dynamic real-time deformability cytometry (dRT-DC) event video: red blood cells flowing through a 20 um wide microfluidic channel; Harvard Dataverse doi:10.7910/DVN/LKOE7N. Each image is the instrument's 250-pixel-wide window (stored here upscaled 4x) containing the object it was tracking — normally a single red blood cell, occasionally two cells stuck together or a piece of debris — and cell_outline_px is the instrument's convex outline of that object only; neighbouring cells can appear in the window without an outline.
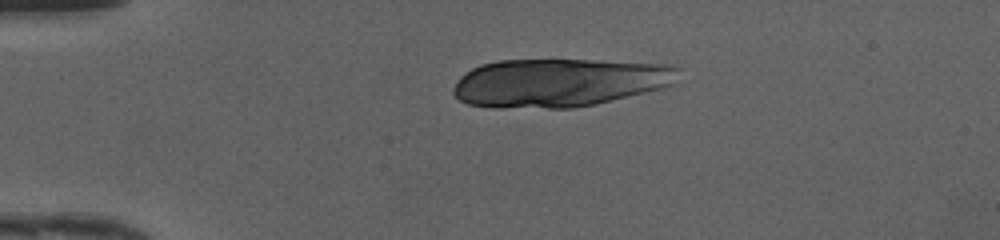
{"species": "human", "species_latin": "Homo sapiens", "temperature_condition": "cold", "stored_images_in_passage": 47, "camera_frame_rate_fps": 3000, "um_per_image_px": 0.085, "donor": {"sex": "female"}, "frame": {"image": 1, "passage_image": 10, "time_ms": 3.0, "image_size_px": [1000, 240], "cell_outline_px": [[680, 68], [676, 84], [596, 104], [572, 108], [496, 108], [468, 104], [460, 100], [452, 92], [452, 88], [460, 76], [472, 68], [480, 64], [496, 60], [596, 60], [672, 64]], "centroid_in_image_um": [47.53, 7.02], "position_along_channel_um": 37.5, "area_um2": 63.93}}